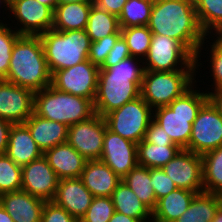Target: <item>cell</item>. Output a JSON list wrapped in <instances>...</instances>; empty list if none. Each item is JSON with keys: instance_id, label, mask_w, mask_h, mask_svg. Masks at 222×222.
Instances as JSON below:
<instances>
[{"instance_id": "obj_11", "label": "cell", "mask_w": 222, "mask_h": 222, "mask_svg": "<svg viewBox=\"0 0 222 222\" xmlns=\"http://www.w3.org/2000/svg\"><path fill=\"white\" fill-rule=\"evenodd\" d=\"M222 146V116L207 101L192 124L189 150L198 155Z\"/></svg>"}, {"instance_id": "obj_20", "label": "cell", "mask_w": 222, "mask_h": 222, "mask_svg": "<svg viewBox=\"0 0 222 222\" xmlns=\"http://www.w3.org/2000/svg\"><path fill=\"white\" fill-rule=\"evenodd\" d=\"M80 178L94 197H111L118 184L122 181L101 160H87Z\"/></svg>"}, {"instance_id": "obj_17", "label": "cell", "mask_w": 222, "mask_h": 222, "mask_svg": "<svg viewBox=\"0 0 222 222\" xmlns=\"http://www.w3.org/2000/svg\"><path fill=\"white\" fill-rule=\"evenodd\" d=\"M22 168L21 190L46 202L54 198L59 178L44 155Z\"/></svg>"}, {"instance_id": "obj_29", "label": "cell", "mask_w": 222, "mask_h": 222, "mask_svg": "<svg viewBox=\"0 0 222 222\" xmlns=\"http://www.w3.org/2000/svg\"><path fill=\"white\" fill-rule=\"evenodd\" d=\"M85 30L91 42L115 33H121L118 17L108 13L106 10L100 9L94 4L91 7Z\"/></svg>"}, {"instance_id": "obj_47", "label": "cell", "mask_w": 222, "mask_h": 222, "mask_svg": "<svg viewBox=\"0 0 222 222\" xmlns=\"http://www.w3.org/2000/svg\"><path fill=\"white\" fill-rule=\"evenodd\" d=\"M109 222H140L138 219L128 217L120 212H114Z\"/></svg>"}, {"instance_id": "obj_27", "label": "cell", "mask_w": 222, "mask_h": 222, "mask_svg": "<svg viewBox=\"0 0 222 222\" xmlns=\"http://www.w3.org/2000/svg\"><path fill=\"white\" fill-rule=\"evenodd\" d=\"M222 204V196L202 192L197 193L188 209L173 222H209Z\"/></svg>"}, {"instance_id": "obj_13", "label": "cell", "mask_w": 222, "mask_h": 222, "mask_svg": "<svg viewBox=\"0 0 222 222\" xmlns=\"http://www.w3.org/2000/svg\"><path fill=\"white\" fill-rule=\"evenodd\" d=\"M177 188L204 192L202 156L187 149H181L176 156L162 167Z\"/></svg>"}, {"instance_id": "obj_25", "label": "cell", "mask_w": 222, "mask_h": 222, "mask_svg": "<svg viewBox=\"0 0 222 222\" xmlns=\"http://www.w3.org/2000/svg\"><path fill=\"white\" fill-rule=\"evenodd\" d=\"M196 194L193 191L177 188L158 199L152 211V222L175 221L188 209Z\"/></svg>"}, {"instance_id": "obj_50", "label": "cell", "mask_w": 222, "mask_h": 222, "mask_svg": "<svg viewBox=\"0 0 222 222\" xmlns=\"http://www.w3.org/2000/svg\"><path fill=\"white\" fill-rule=\"evenodd\" d=\"M209 222H222V204L217 209L214 218Z\"/></svg>"}, {"instance_id": "obj_37", "label": "cell", "mask_w": 222, "mask_h": 222, "mask_svg": "<svg viewBox=\"0 0 222 222\" xmlns=\"http://www.w3.org/2000/svg\"><path fill=\"white\" fill-rule=\"evenodd\" d=\"M115 212L111 197H94L79 222H109Z\"/></svg>"}, {"instance_id": "obj_36", "label": "cell", "mask_w": 222, "mask_h": 222, "mask_svg": "<svg viewBox=\"0 0 222 222\" xmlns=\"http://www.w3.org/2000/svg\"><path fill=\"white\" fill-rule=\"evenodd\" d=\"M9 24L0 26V80L7 77L12 48L16 40L21 36L16 30H12Z\"/></svg>"}, {"instance_id": "obj_14", "label": "cell", "mask_w": 222, "mask_h": 222, "mask_svg": "<svg viewBox=\"0 0 222 222\" xmlns=\"http://www.w3.org/2000/svg\"><path fill=\"white\" fill-rule=\"evenodd\" d=\"M20 28V35L39 36L53 27V11L37 0H10L9 11Z\"/></svg>"}, {"instance_id": "obj_49", "label": "cell", "mask_w": 222, "mask_h": 222, "mask_svg": "<svg viewBox=\"0 0 222 222\" xmlns=\"http://www.w3.org/2000/svg\"><path fill=\"white\" fill-rule=\"evenodd\" d=\"M39 3L48 6L53 12L58 4L57 0H37Z\"/></svg>"}, {"instance_id": "obj_38", "label": "cell", "mask_w": 222, "mask_h": 222, "mask_svg": "<svg viewBox=\"0 0 222 222\" xmlns=\"http://www.w3.org/2000/svg\"><path fill=\"white\" fill-rule=\"evenodd\" d=\"M120 36L121 33H115L97 41L91 42L88 60L100 68L104 64L106 57Z\"/></svg>"}, {"instance_id": "obj_5", "label": "cell", "mask_w": 222, "mask_h": 222, "mask_svg": "<svg viewBox=\"0 0 222 222\" xmlns=\"http://www.w3.org/2000/svg\"><path fill=\"white\" fill-rule=\"evenodd\" d=\"M34 113L68 127L95 114L93 102L84 97L61 92L49 85L34 94Z\"/></svg>"}, {"instance_id": "obj_16", "label": "cell", "mask_w": 222, "mask_h": 222, "mask_svg": "<svg viewBox=\"0 0 222 222\" xmlns=\"http://www.w3.org/2000/svg\"><path fill=\"white\" fill-rule=\"evenodd\" d=\"M100 160L122 179L138 165L137 144L106 128Z\"/></svg>"}, {"instance_id": "obj_45", "label": "cell", "mask_w": 222, "mask_h": 222, "mask_svg": "<svg viewBox=\"0 0 222 222\" xmlns=\"http://www.w3.org/2000/svg\"><path fill=\"white\" fill-rule=\"evenodd\" d=\"M12 123L0 118V154H5L8 146L9 132Z\"/></svg>"}, {"instance_id": "obj_46", "label": "cell", "mask_w": 222, "mask_h": 222, "mask_svg": "<svg viewBox=\"0 0 222 222\" xmlns=\"http://www.w3.org/2000/svg\"><path fill=\"white\" fill-rule=\"evenodd\" d=\"M214 92L207 93L208 101L213 105V107L222 116V88L217 90H212Z\"/></svg>"}, {"instance_id": "obj_44", "label": "cell", "mask_w": 222, "mask_h": 222, "mask_svg": "<svg viewBox=\"0 0 222 222\" xmlns=\"http://www.w3.org/2000/svg\"><path fill=\"white\" fill-rule=\"evenodd\" d=\"M127 1L128 0H93V4L119 17Z\"/></svg>"}, {"instance_id": "obj_15", "label": "cell", "mask_w": 222, "mask_h": 222, "mask_svg": "<svg viewBox=\"0 0 222 222\" xmlns=\"http://www.w3.org/2000/svg\"><path fill=\"white\" fill-rule=\"evenodd\" d=\"M34 92L0 80V118L22 124L34 113Z\"/></svg>"}, {"instance_id": "obj_19", "label": "cell", "mask_w": 222, "mask_h": 222, "mask_svg": "<svg viewBox=\"0 0 222 222\" xmlns=\"http://www.w3.org/2000/svg\"><path fill=\"white\" fill-rule=\"evenodd\" d=\"M45 202L23 190L0 195V204L14 222H41Z\"/></svg>"}, {"instance_id": "obj_48", "label": "cell", "mask_w": 222, "mask_h": 222, "mask_svg": "<svg viewBox=\"0 0 222 222\" xmlns=\"http://www.w3.org/2000/svg\"><path fill=\"white\" fill-rule=\"evenodd\" d=\"M0 222H14L12 217L7 213V211L0 204Z\"/></svg>"}, {"instance_id": "obj_32", "label": "cell", "mask_w": 222, "mask_h": 222, "mask_svg": "<svg viewBox=\"0 0 222 222\" xmlns=\"http://www.w3.org/2000/svg\"><path fill=\"white\" fill-rule=\"evenodd\" d=\"M204 192L222 196V146L202 155Z\"/></svg>"}, {"instance_id": "obj_22", "label": "cell", "mask_w": 222, "mask_h": 222, "mask_svg": "<svg viewBox=\"0 0 222 222\" xmlns=\"http://www.w3.org/2000/svg\"><path fill=\"white\" fill-rule=\"evenodd\" d=\"M5 154L21 167L43 156L24 123L12 125Z\"/></svg>"}, {"instance_id": "obj_35", "label": "cell", "mask_w": 222, "mask_h": 222, "mask_svg": "<svg viewBox=\"0 0 222 222\" xmlns=\"http://www.w3.org/2000/svg\"><path fill=\"white\" fill-rule=\"evenodd\" d=\"M22 188V168L6 154H0V195Z\"/></svg>"}, {"instance_id": "obj_18", "label": "cell", "mask_w": 222, "mask_h": 222, "mask_svg": "<svg viewBox=\"0 0 222 222\" xmlns=\"http://www.w3.org/2000/svg\"><path fill=\"white\" fill-rule=\"evenodd\" d=\"M93 194L84 186L81 178L59 179L52 202L75 217L78 221L86 214Z\"/></svg>"}, {"instance_id": "obj_3", "label": "cell", "mask_w": 222, "mask_h": 222, "mask_svg": "<svg viewBox=\"0 0 222 222\" xmlns=\"http://www.w3.org/2000/svg\"><path fill=\"white\" fill-rule=\"evenodd\" d=\"M51 75L40 36L21 35L12 48L4 80L35 93L51 85Z\"/></svg>"}, {"instance_id": "obj_52", "label": "cell", "mask_w": 222, "mask_h": 222, "mask_svg": "<svg viewBox=\"0 0 222 222\" xmlns=\"http://www.w3.org/2000/svg\"><path fill=\"white\" fill-rule=\"evenodd\" d=\"M0 4H1V5L4 4L3 7L5 6V8H4L5 11H6V8H7V10H9L10 0H0ZM1 25H4V23H3L2 21L0 22V26H1Z\"/></svg>"}, {"instance_id": "obj_34", "label": "cell", "mask_w": 222, "mask_h": 222, "mask_svg": "<svg viewBox=\"0 0 222 222\" xmlns=\"http://www.w3.org/2000/svg\"><path fill=\"white\" fill-rule=\"evenodd\" d=\"M131 56L141 59L146 57L152 40V32L148 26L121 28Z\"/></svg>"}, {"instance_id": "obj_43", "label": "cell", "mask_w": 222, "mask_h": 222, "mask_svg": "<svg viewBox=\"0 0 222 222\" xmlns=\"http://www.w3.org/2000/svg\"><path fill=\"white\" fill-rule=\"evenodd\" d=\"M144 139L154 145L174 144L169 135L164 132V129L160 127V125L157 124L153 119L149 123Z\"/></svg>"}, {"instance_id": "obj_39", "label": "cell", "mask_w": 222, "mask_h": 222, "mask_svg": "<svg viewBox=\"0 0 222 222\" xmlns=\"http://www.w3.org/2000/svg\"><path fill=\"white\" fill-rule=\"evenodd\" d=\"M216 36V39L214 37L213 43L210 44V64H211V71L213 76V84L214 90L221 89L222 88V34H214Z\"/></svg>"}, {"instance_id": "obj_4", "label": "cell", "mask_w": 222, "mask_h": 222, "mask_svg": "<svg viewBox=\"0 0 222 222\" xmlns=\"http://www.w3.org/2000/svg\"><path fill=\"white\" fill-rule=\"evenodd\" d=\"M195 83L168 106L153 110V120L164 129L172 142L181 149L189 150L192 124L201 107L208 101V95L194 90Z\"/></svg>"}, {"instance_id": "obj_41", "label": "cell", "mask_w": 222, "mask_h": 222, "mask_svg": "<svg viewBox=\"0 0 222 222\" xmlns=\"http://www.w3.org/2000/svg\"><path fill=\"white\" fill-rule=\"evenodd\" d=\"M41 222H79L62 207L52 201L45 202Z\"/></svg>"}, {"instance_id": "obj_42", "label": "cell", "mask_w": 222, "mask_h": 222, "mask_svg": "<svg viewBox=\"0 0 222 222\" xmlns=\"http://www.w3.org/2000/svg\"><path fill=\"white\" fill-rule=\"evenodd\" d=\"M129 49L127 43L123 36L121 35L116 41L113 48L110 50L108 56L106 57L104 64L100 68H110L118 64L120 61L130 57Z\"/></svg>"}, {"instance_id": "obj_26", "label": "cell", "mask_w": 222, "mask_h": 222, "mask_svg": "<svg viewBox=\"0 0 222 222\" xmlns=\"http://www.w3.org/2000/svg\"><path fill=\"white\" fill-rule=\"evenodd\" d=\"M111 199L116 212L138 219L140 222H152V211L135 195L124 181L118 184L111 195Z\"/></svg>"}, {"instance_id": "obj_30", "label": "cell", "mask_w": 222, "mask_h": 222, "mask_svg": "<svg viewBox=\"0 0 222 222\" xmlns=\"http://www.w3.org/2000/svg\"><path fill=\"white\" fill-rule=\"evenodd\" d=\"M135 195L151 210L156 206V194L150 184V168L137 165L122 178Z\"/></svg>"}, {"instance_id": "obj_1", "label": "cell", "mask_w": 222, "mask_h": 222, "mask_svg": "<svg viewBox=\"0 0 222 222\" xmlns=\"http://www.w3.org/2000/svg\"><path fill=\"white\" fill-rule=\"evenodd\" d=\"M147 26L152 34L181 42L195 56L197 70L202 65L199 57L208 35L199 25L194 0H154Z\"/></svg>"}, {"instance_id": "obj_23", "label": "cell", "mask_w": 222, "mask_h": 222, "mask_svg": "<svg viewBox=\"0 0 222 222\" xmlns=\"http://www.w3.org/2000/svg\"><path fill=\"white\" fill-rule=\"evenodd\" d=\"M24 124L43 153L56 145L67 142L68 126L63 123L47 120L33 113Z\"/></svg>"}, {"instance_id": "obj_8", "label": "cell", "mask_w": 222, "mask_h": 222, "mask_svg": "<svg viewBox=\"0 0 222 222\" xmlns=\"http://www.w3.org/2000/svg\"><path fill=\"white\" fill-rule=\"evenodd\" d=\"M104 119L107 129L138 144L145 138L146 130L153 119V109L139 96L108 113Z\"/></svg>"}, {"instance_id": "obj_7", "label": "cell", "mask_w": 222, "mask_h": 222, "mask_svg": "<svg viewBox=\"0 0 222 222\" xmlns=\"http://www.w3.org/2000/svg\"><path fill=\"white\" fill-rule=\"evenodd\" d=\"M197 70L151 71L143 74L140 96L154 110L168 106L195 82ZM194 80V81H193Z\"/></svg>"}, {"instance_id": "obj_33", "label": "cell", "mask_w": 222, "mask_h": 222, "mask_svg": "<svg viewBox=\"0 0 222 222\" xmlns=\"http://www.w3.org/2000/svg\"><path fill=\"white\" fill-rule=\"evenodd\" d=\"M154 0H128L118 17L121 28L147 26Z\"/></svg>"}, {"instance_id": "obj_12", "label": "cell", "mask_w": 222, "mask_h": 222, "mask_svg": "<svg viewBox=\"0 0 222 222\" xmlns=\"http://www.w3.org/2000/svg\"><path fill=\"white\" fill-rule=\"evenodd\" d=\"M106 128L104 117L95 113L68 127L67 142L86 160H100Z\"/></svg>"}, {"instance_id": "obj_2", "label": "cell", "mask_w": 222, "mask_h": 222, "mask_svg": "<svg viewBox=\"0 0 222 222\" xmlns=\"http://www.w3.org/2000/svg\"><path fill=\"white\" fill-rule=\"evenodd\" d=\"M142 60L130 56L110 68H100L93 102L96 114L104 117L140 96L145 71Z\"/></svg>"}, {"instance_id": "obj_9", "label": "cell", "mask_w": 222, "mask_h": 222, "mask_svg": "<svg viewBox=\"0 0 222 222\" xmlns=\"http://www.w3.org/2000/svg\"><path fill=\"white\" fill-rule=\"evenodd\" d=\"M144 59V70H196L195 56L181 42L158 34H153Z\"/></svg>"}, {"instance_id": "obj_40", "label": "cell", "mask_w": 222, "mask_h": 222, "mask_svg": "<svg viewBox=\"0 0 222 222\" xmlns=\"http://www.w3.org/2000/svg\"><path fill=\"white\" fill-rule=\"evenodd\" d=\"M150 177V184L154 188L157 200L177 189L175 183L164 173L162 168H150Z\"/></svg>"}, {"instance_id": "obj_6", "label": "cell", "mask_w": 222, "mask_h": 222, "mask_svg": "<svg viewBox=\"0 0 222 222\" xmlns=\"http://www.w3.org/2000/svg\"><path fill=\"white\" fill-rule=\"evenodd\" d=\"M51 74L88 60L91 39L86 30L50 29L39 35Z\"/></svg>"}, {"instance_id": "obj_51", "label": "cell", "mask_w": 222, "mask_h": 222, "mask_svg": "<svg viewBox=\"0 0 222 222\" xmlns=\"http://www.w3.org/2000/svg\"><path fill=\"white\" fill-rule=\"evenodd\" d=\"M58 4L71 3V2H93V0H57Z\"/></svg>"}, {"instance_id": "obj_24", "label": "cell", "mask_w": 222, "mask_h": 222, "mask_svg": "<svg viewBox=\"0 0 222 222\" xmlns=\"http://www.w3.org/2000/svg\"><path fill=\"white\" fill-rule=\"evenodd\" d=\"M93 2L57 4L53 12V30L70 31L86 28Z\"/></svg>"}, {"instance_id": "obj_21", "label": "cell", "mask_w": 222, "mask_h": 222, "mask_svg": "<svg viewBox=\"0 0 222 222\" xmlns=\"http://www.w3.org/2000/svg\"><path fill=\"white\" fill-rule=\"evenodd\" d=\"M43 155L59 179L81 177L87 161L68 142L46 150Z\"/></svg>"}, {"instance_id": "obj_10", "label": "cell", "mask_w": 222, "mask_h": 222, "mask_svg": "<svg viewBox=\"0 0 222 222\" xmlns=\"http://www.w3.org/2000/svg\"><path fill=\"white\" fill-rule=\"evenodd\" d=\"M99 70L100 68L91 61L85 60L72 67L54 71L51 75V86L61 92L84 97L94 102Z\"/></svg>"}, {"instance_id": "obj_28", "label": "cell", "mask_w": 222, "mask_h": 222, "mask_svg": "<svg viewBox=\"0 0 222 222\" xmlns=\"http://www.w3.org/2000/svg\"><path fill=\"white\" fill-rule=\"evenodd\" d=\"M181 148L176 144H157L143 139L137 144L138 165L147 168H162L172 160Z\"/></svg>"}, {"instance_id": "obj_31", "label": "cell", "mask_w": 222, "mask_h": 222, "mask_svg": "<svg viewBox=\"0 0 222 222\" xmlns=\"http://www.w3.org/2000/svg\"><path fill=\"white\" fill-rule=\"evenodd\" d=\"M194 5L203 32L211 38L222 34V0H194Z\"/></svg>"}]
</instances>
